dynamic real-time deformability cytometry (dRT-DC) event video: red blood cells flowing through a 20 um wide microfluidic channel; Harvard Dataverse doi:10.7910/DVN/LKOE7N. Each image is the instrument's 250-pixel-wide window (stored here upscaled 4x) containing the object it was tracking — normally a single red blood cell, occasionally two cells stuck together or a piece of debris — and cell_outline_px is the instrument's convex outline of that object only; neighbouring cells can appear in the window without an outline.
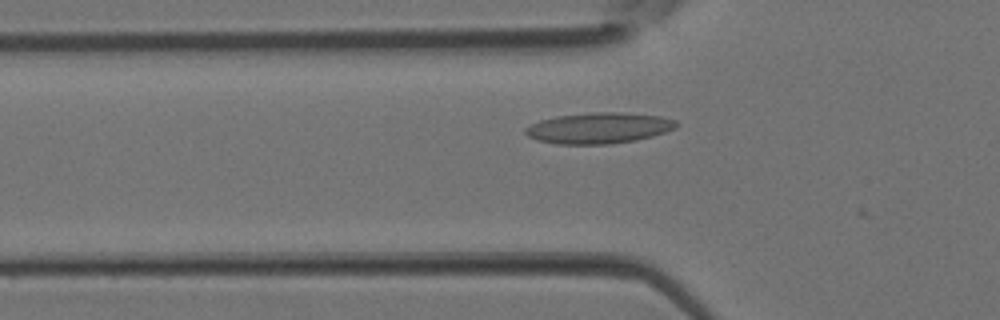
{"species": "Egyptian fruit bat (a non-hibernating species)", "species_latin": "Rousettus aegyptiacus", "temperature_condition": "room temperature", "stored_images_in_passage": 11, "camera_frame_rate_fps": 3000, "um_per_image_px": 0.085, "animal": {"sex": "female"}, "frame": {"image": 1, "passage_image": 6, "time_ms": 1.667, "image_size_px": [1000, 320], "cell_outline_px": [[676, 128], [652, 136], [636, 140], [608, 144], [556, 144], [536, 140], [528, 136], [524, 132], [524, 128], [540, 120], [556, 116], [592, 112], [620, 112], [660, 116], [676, 120]], "centroid_in_image_um": [50.87, 10.88], "position_along_channel_um": 74.9, "area_um2": 27.17}}
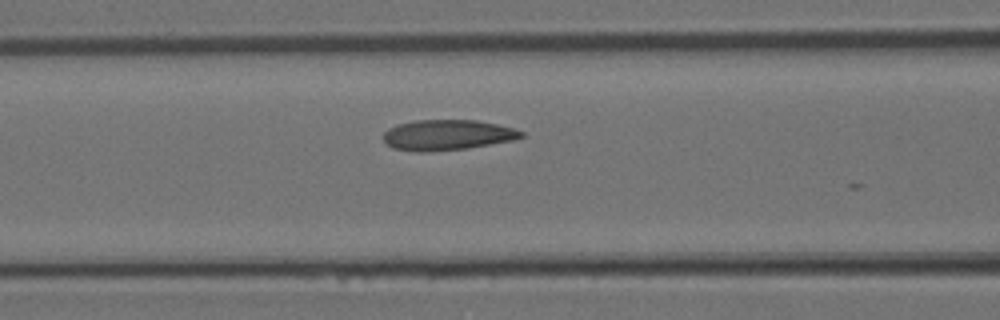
{"frame": {"image": 2, "passage_image": 9, "time_ms": 2.667, "image_size_px": [1000, 320], "cell_outline_px": [[524, 136], [512, 140], [468, 148], [428, 152], [416, 152], [392, 148], [384, 144], [384, 132], [388, 128], [396, 124], [416, 120], [476, 120], [496, 124], [512, 128], [524, 132]], "centroid_in_image_um": [37.96, 11.48], "position_along_channel_um": 128.6, "area_um2": 24.57}}